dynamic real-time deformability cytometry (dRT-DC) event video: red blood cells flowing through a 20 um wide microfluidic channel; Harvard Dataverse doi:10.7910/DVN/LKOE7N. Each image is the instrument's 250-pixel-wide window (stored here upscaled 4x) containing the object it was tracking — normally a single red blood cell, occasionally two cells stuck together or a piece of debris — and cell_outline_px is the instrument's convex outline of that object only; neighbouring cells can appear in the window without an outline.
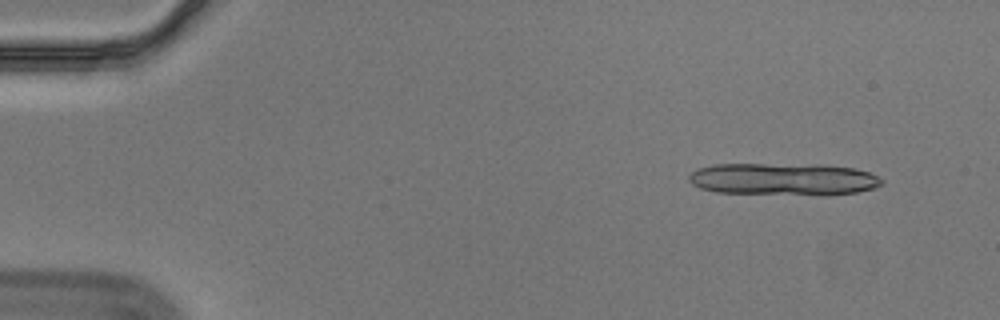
{"species": "Egyptian fruit bat (a non-hibernating species)", "species_latin": "Rousettus aegyptiacus", "temperature_condition": "cold", "stored_images_in_passage": 14, "camera_frame_rate_fps": 3000, "um_per_image_px": 0.085, "animal": {"sex": "male"}, "frame": {"image": 1, "passage_image": 5, "time_ms": 1.333, "image_size_px": [1000, 320], "cell_outline_px": [[884, 180], [876, 188], [856, 192], [716, 192], [700, 188], [692, 184], [688, 180], [688, 176], [696, 168], [712, 164], [828, 164], [856, 168], [868, 172]], "centroid_in_image_um": [66.53, 15.16], "position_along_channel_um": 18.5, "area_um2": 35.03}}